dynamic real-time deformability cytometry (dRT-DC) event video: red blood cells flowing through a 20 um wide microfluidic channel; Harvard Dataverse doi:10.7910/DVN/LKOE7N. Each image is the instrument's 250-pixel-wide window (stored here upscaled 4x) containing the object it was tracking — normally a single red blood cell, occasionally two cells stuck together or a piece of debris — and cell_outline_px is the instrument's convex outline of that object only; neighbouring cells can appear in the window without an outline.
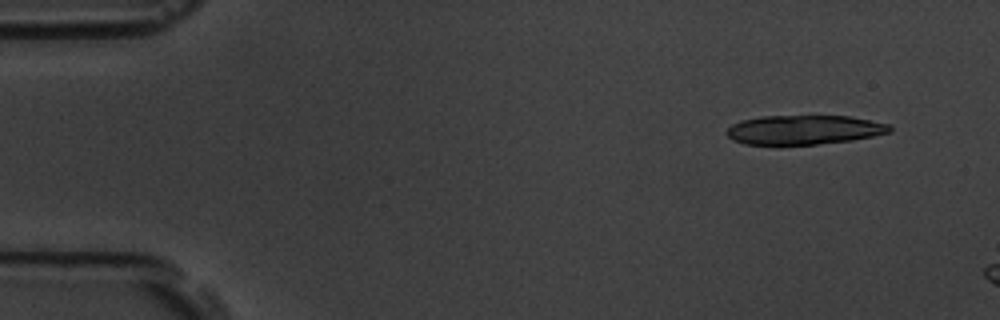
{"species": "common noctule bat (a hibernating species)", "species_latin": "Nyctalus noctula", "temperature_condition": "room temperature", "stored_images_in_passage": 3, "camera_frame_rate_fps": 3000, "um_per_image_px": 0.085, "animal": {"sex": "male", "body_mass_g": 19.5, "forearm_length_mm": 54.6}, "frame": {"image": 1, "passage_image": 2, "time_ms": 0.333, "image_size_px": [1000, 320], "cell_outline_px": [[892, 132], [852, 140], [816, 144], [744, 144], [732, 140], [724, 132], [732, 124], [740, 120], [760, 116], [848, 116], [892, 124]], "centroid_in_image_um": [68.34, 11.02], "position_along_channel_um": 16.7, "area_um2": 27.92}}